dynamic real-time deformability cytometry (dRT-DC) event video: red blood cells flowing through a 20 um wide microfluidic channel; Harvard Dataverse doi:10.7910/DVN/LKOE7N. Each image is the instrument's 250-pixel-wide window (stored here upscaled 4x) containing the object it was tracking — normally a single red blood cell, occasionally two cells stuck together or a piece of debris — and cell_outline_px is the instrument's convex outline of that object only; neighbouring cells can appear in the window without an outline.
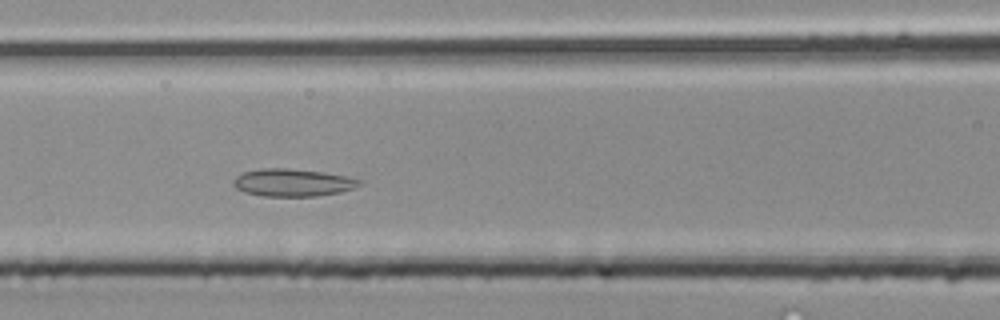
{"species": "common noctule bat (a hibernating species)", "species_latin": "Nyctalus noctula", "temperature_condition": "room temperature", "stored_images_in_passage": 40, "segment_of_instrument_passage": [1, 2], "camera_frame_rate_fps": 3000, "um_per_image_px": 0.085, "animal": {"sex": "male", "body_mass_g": 20.4}, "frame": {"image": 1, "passage_image": 14, "time_ms": 4.333, "image_size_px": [1000, 320], "cell_outline_px": [[360, 184], [356, 188], [340, 192], [316, 196], [260, 196], [244, 192], [236, 188], [232, 184], [232, 180], [236, 176], [244, 172], [260, 168], [288, 168], [324, 172], [344, 176], [360, 180]], "centroid_in_image_um": [24.83, 15.52], "position_along_channel_um": 141.8, "area_um2": 20.29}}
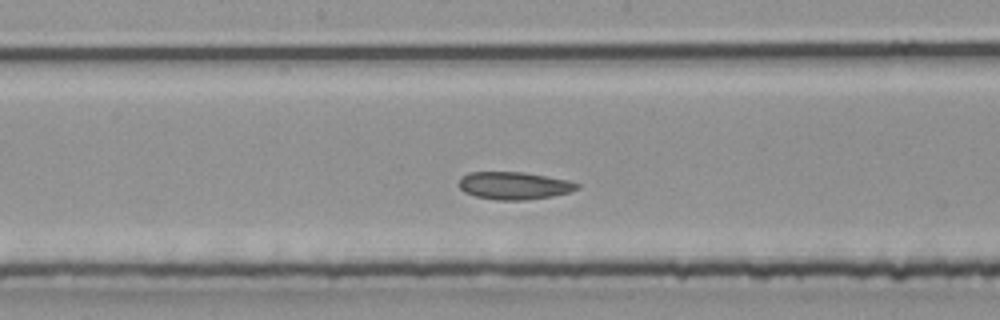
{"frame": {"image": 2, "passage_image": 18, "time_ms": 5.667, "image_size_px": [1000, 320], "cell_outline_px": [[580, 188], [568, 192], [552, 196], [528, 200], [496, 200], [476, 196], [464, 192], [456, 184], [460, 176], [468, 172], [524, 172], [568, 180], [580, 184]], "centroid_in_image_um": [43.65, 15.77], "position_along_channel_um": 204.5, "area_um2": 19.19}}
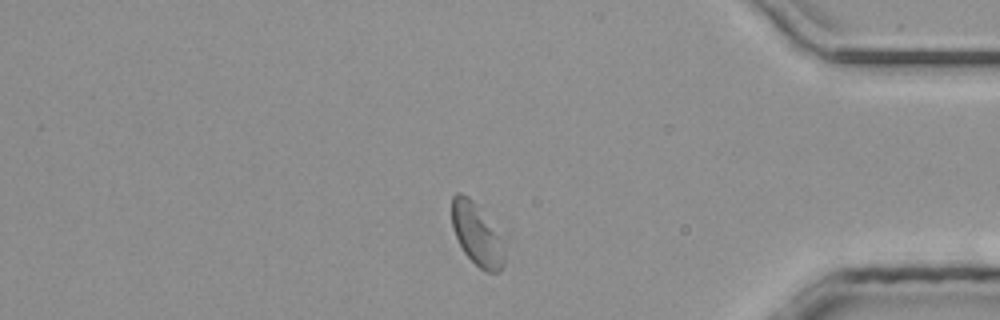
{"frame": {"image": 3, "passage_image": 32, "time_ms": 10.333, "image_size_px": [1000, 320], "cell_outline_px": [[504, 264], [500, 272], [488, 272], [480, 268], [464, 252], [456, 236], [452, 224], [452, 196], [456, 192], [460, 192], [468, 196], [472, 200], [496, 236], [504, 252]], "centroid_in_image_um": [40.46, 19.95], "position_along_channel_um": 394.7, "area_um2": 17.74}}